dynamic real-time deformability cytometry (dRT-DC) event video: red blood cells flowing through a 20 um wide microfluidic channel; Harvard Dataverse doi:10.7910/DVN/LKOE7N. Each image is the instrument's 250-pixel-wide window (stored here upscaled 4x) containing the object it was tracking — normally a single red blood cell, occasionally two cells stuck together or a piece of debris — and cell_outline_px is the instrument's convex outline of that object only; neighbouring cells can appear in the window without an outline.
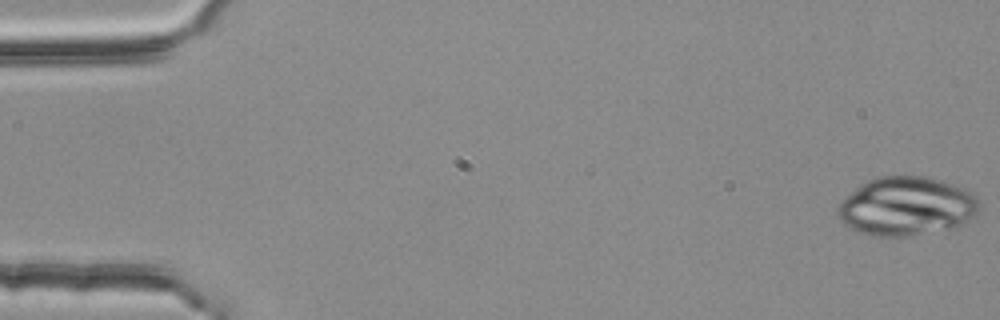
{"species": "common noctule bat (a hibernating species)", "species_latin": "Nyctalus noctula", "temperature_condition": "room temperature", "stored_images_in_passage": 54, "camera_frame_rate_fps": 3000, "um_per_image_px": 0.085, "animal": {"sex": "female", "body_mass_g": 25.1}, "frame": {"image": 1, "passage_image": 1, "time_ms": 0.0, "image_size_px": [1000, 320], "cell_outline_px": [[984, 208], [980, 212], [960, 224], [952, 228], [908, 236], [876, 236], [860, 232], [844, 224], [836, 216], [836, 208], [844, 196], [868, 180], [876, 176], [924, 176], [940, 180], [952, 184], [972, 192], [980, 200]], "centroid_in_image_um": [77.06, 17.52], "position_along_channel_um": 7.9, "area_um2": 48.73}}
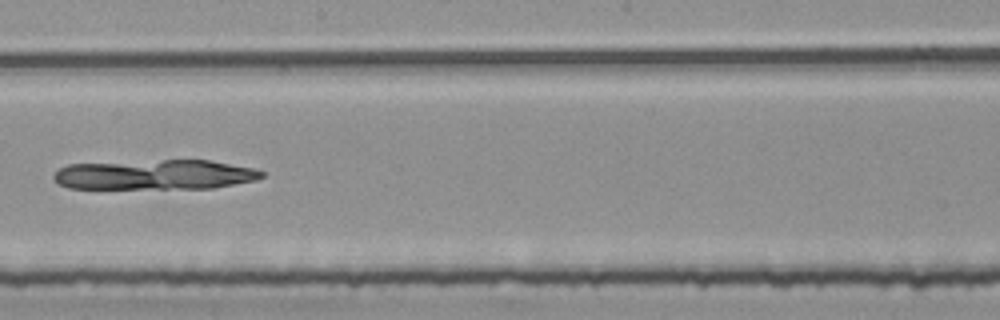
{"frame": {"image": 2, "passage_image": 31, "time_ms": 10.0, "image_size_px": [1000, 320], "cell_outline_px": [[264, 176], [256, 180], [212, 188], [68, 188], [56, 184], [52, 176], [60, 168], [68, 164], [164, 160], [212, 160], [252, 168], [264, 172]], "centroid_in_image_um": [13.15, 14.85], "position_along_channel_um": 235.1, "area_um2": 36.18}}
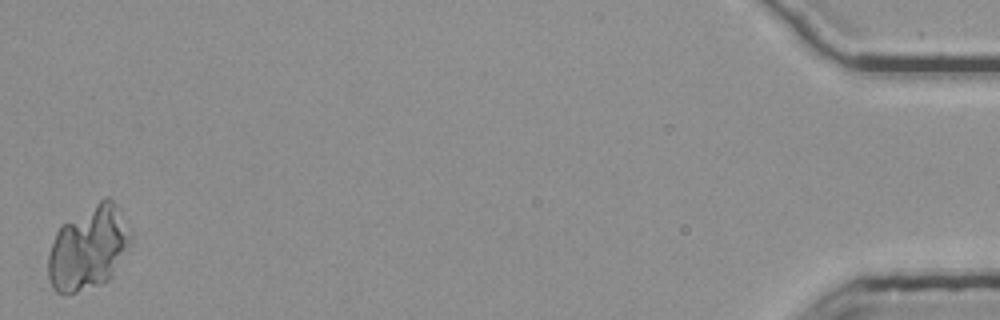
{"frame": {"image": 3, "passage_image": 54, "time_ms": 17.667, "image_size_px": [1000, 320], "cell_outline_px": [[132, 240], [108, 280], [100, 284], [76, 292], [56, 292], [48, 276], [48, 256], [56, 232], [64, 224], [104, 196], [108, 196], [112, 200], [132, 236]], "centroid_in_image_um": [7.5, 21.07], "position_along_channel_um": 427.7, "area_um2": 39.07}}